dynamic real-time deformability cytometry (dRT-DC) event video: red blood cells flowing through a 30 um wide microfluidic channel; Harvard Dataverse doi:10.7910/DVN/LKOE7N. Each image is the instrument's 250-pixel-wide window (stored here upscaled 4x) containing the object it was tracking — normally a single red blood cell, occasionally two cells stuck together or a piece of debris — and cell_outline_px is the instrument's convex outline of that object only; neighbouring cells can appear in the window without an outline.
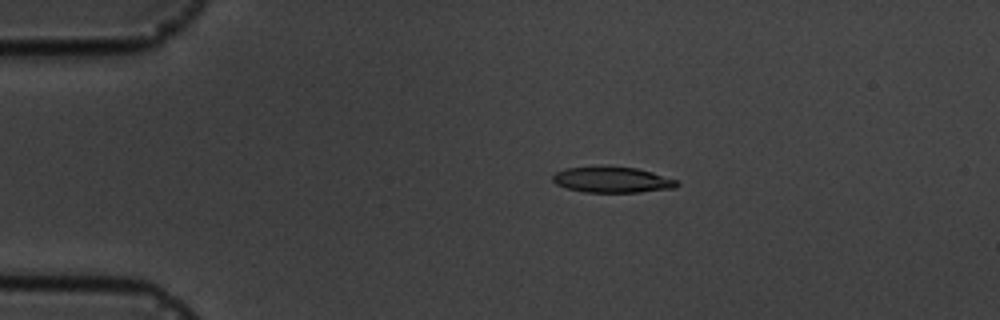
{"species": "common noctule bat (a hibernating species)", "species_latin": "Nyctalus noctula", "temperature_condition": "cold", "stored_images_in_passage": 4, "camera_frame_rate_fps": 3000, "um_per_image_px": 0.085, "animal": {"sex": "male", "body_mass_g": 19.5, "forearm_length_mm": 54.6}, "frame": {"image": 1, "passage_image": 2, "time_ms": 1.333, "image_size_px": [1000, 320], "cell_outline_px": [[680, 184], [676, 188], [640, 192], [584, 192], [568, 188], [556, 184], [552, 180], [552, 176], [556, 172], [564, 168], [636, 168], [652, 172], [680, 180]], "centroid_in_image_um": [52.11, 15.31], "position_along_channel_um": 32.9, "area_um2": 18.32}}
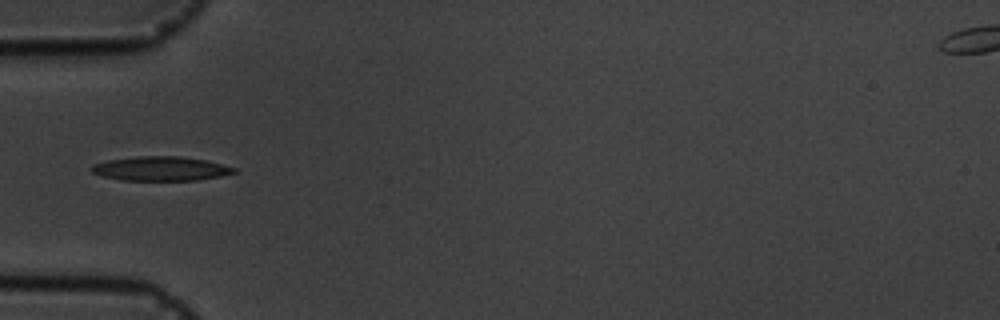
{"frame": {"image": 2, "passage_image": 4, "time_ms": 3.667, "image_size_px": [1000, 320], "cell_outline_px": [[236, 172], [220, 176], [196, 180], [120, 180], [104, 176], [92, 172], [88, 168], [92, 164], [108, 160], [140, 156], [180, 156], [204, 160], [236, 168]], "centroid_in_image_um": [13.61, 14.33], "position_along_channel_um": 71.4, "area_um2": 19.94}}